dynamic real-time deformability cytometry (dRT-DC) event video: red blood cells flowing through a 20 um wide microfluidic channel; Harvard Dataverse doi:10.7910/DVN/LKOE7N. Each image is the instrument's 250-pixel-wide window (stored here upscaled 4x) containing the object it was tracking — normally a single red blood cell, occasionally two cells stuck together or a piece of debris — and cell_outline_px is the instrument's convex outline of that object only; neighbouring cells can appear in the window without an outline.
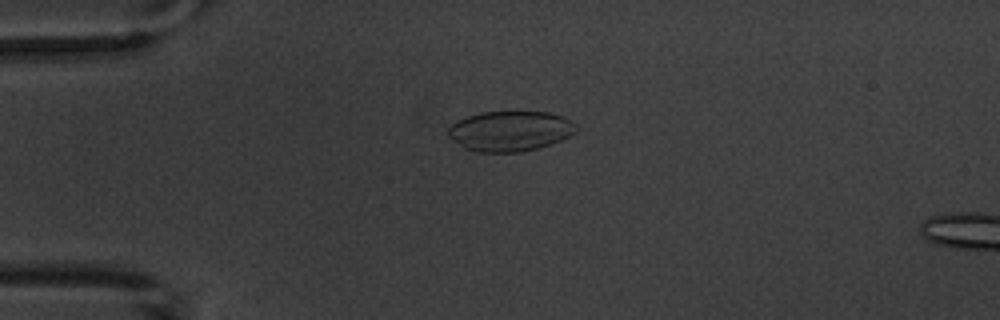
{"species": "common noctule bat (a hibernating species)", "species_latin": "Nyctalus noctula", "temperature_condition": "warm", "stored_images_in_passage": 4, "camera_frame_rate_fps": 3000, "um_per_image_px": 0.085, "animal": {"sex": "male", "body_mass_g": 20.1, "forearm_length_mm": 53.5}, "frame": {"image": 1, "passage_image": 3, "time_ms": 2.667, "image_size_px": [1000, 320], "cell_outline_px": [[580, 128], [576, 132], [560, 140], [536, 148], [520, 152], [476, 152], [464, 148], [452, 140], [448, 136], [448, 128], [456, 120], [480, 112], [548, 112], [560, 116], [576, 124]], "centroid_in_image_um": [43.32, 11.14], "position_along_channel_um": 41.7, "area_um2": 29.88}}